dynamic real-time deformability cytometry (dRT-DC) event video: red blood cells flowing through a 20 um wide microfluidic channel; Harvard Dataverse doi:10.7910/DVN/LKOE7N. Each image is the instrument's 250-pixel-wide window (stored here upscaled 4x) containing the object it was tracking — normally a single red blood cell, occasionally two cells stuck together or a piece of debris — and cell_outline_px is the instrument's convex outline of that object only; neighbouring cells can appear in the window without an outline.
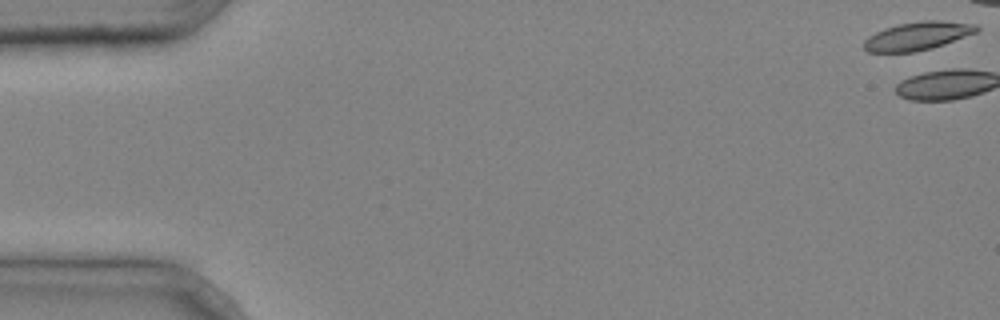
{"species": "common noctule bat (a hibernating species)", "species_latin": "Nyctalus noctula", "temperature_condition": "cold", "stored_images_in_passage": 6, "camera_frame_rate_fps": 3000, "um_per_image_px": 0.085, "animal": {"sex": "male", "body_mass_g": 20.4}, "frame": {"image": 1, "passage_image": 1, "time_ms": 0.0, "image_size_px": [1000, 320], "cell_outline_px": [[980, 28], [976, 32], [944, 44], [932, 48], [916, 52], [868, 52], [864, 48], [864, 40], [868, 36], [884, 28], [900, 24], [924, 20], [940, 20], [976, 24]], "centroid_in_image_um": [77.99, 3.06], "position_along_channel_um": 7.0, "area_um2": 18.5}}
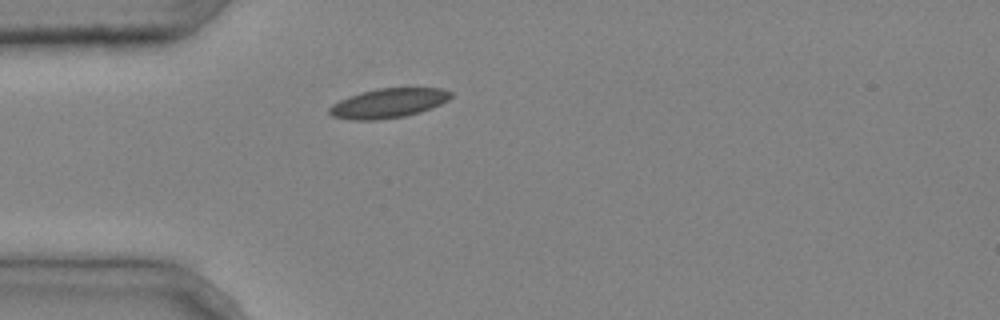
{"frame": {"image": 2, "passage_image": 6, "time_ms": 1.667, "image_size_px": [1000, 320], "cell_outline_px": [[452, 96], [448, 100], [432, 108], [420, 112], [404, 116], [376, 120], [352, 120], [332, 116], [328, 112], [328, 108], [332, 104], [348, 96], [360, 92], [376, 88], [444, 88], [452, 92]], "centroid_in_image_um": [33.0, 8.76], "position_along_channel_um": 52.0, "area_um2": 20.98}}